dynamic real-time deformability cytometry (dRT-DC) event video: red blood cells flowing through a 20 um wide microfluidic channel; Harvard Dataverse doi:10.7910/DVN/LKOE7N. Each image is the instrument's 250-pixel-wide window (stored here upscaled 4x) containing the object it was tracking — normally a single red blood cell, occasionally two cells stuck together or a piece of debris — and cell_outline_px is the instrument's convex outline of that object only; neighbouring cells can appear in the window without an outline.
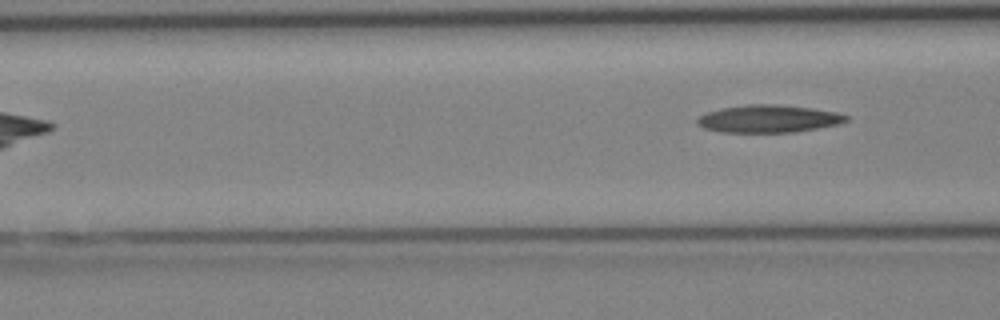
{"species": "Egyptian fruit bat (a non-hibernating species)", "species_latin": "Rousettus aegyptiacus", "temperature_condition": "cold", "stored_images_in_passage": 5, "camera_frame_rate_fps": 3000, "um_per_image_px": 0.085, "animal": {"sex": "female"}, "frame": {"image": 1, "passage_image": 5, "time_ms": 4.667, "image_size_px": [1000, 320], "cell_outline_px": [[848, 120], [840, 124], [796, 132], [720, 132], [704, 128], [696, 124], [696, 120], [700, 116], [708, 112], [720, 108], [748, 104], [776, 104], [812, 108], [836, 112], [848, 116]], "centroid_in_image_um": [65.32, 10.09], "position_along_channel_um": 101.3, "area_um2": 23.99}}